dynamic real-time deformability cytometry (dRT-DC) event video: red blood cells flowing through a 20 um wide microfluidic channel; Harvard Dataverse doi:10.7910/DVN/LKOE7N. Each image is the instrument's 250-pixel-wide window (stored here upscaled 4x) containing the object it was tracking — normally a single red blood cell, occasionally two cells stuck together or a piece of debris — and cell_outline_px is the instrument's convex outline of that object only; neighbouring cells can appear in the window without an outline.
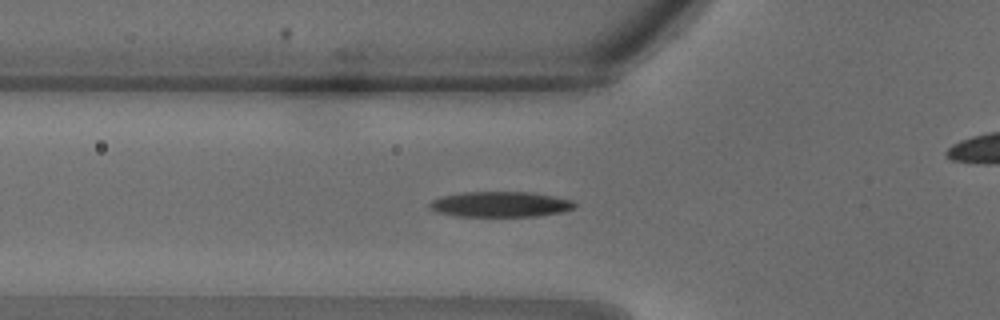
{"species": "common noctule bat (a hibernating species)", "species_latin": "Nyctalus noctula", "temperature_condition": "warm", "stored_images_in_passage": 33, "camera_frame_rate_fps": 3000, "um_per_image_px": 0.085, "animal": {"sex": "male", "body_mass_g": 18.8}, "frame": {"image": 1, "passage_image": 11, "time_ms": 3.333, "image_size_px": [1000, 320], "cell_outline_px": [[576, 208], [560, 212], [536, 216], [456, 216], [436, 212], [428, 208], [428, 204], [432, 200], [444, 196], [464, 192], [532, 192], [572, 200], [576, 204]], "centroid_in_image_um": [42.51, 17.37], "position_along_channel_um": 83.3, "area_um2": 21.44}}
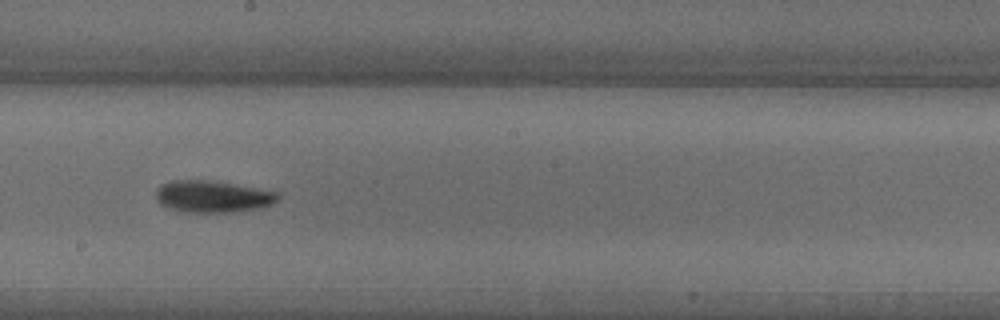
{"frame": {"image": 2, "passage_image": 18, "time_ms": 5.667, "image_size_px": [1000, 320], "cell_outline_px": [[280, 200], [272, 204], [260, 208], [232, 212], [184, 212], [168, 208], [160, 204], [156, 200], [156, 192], [160, 184], [172, 180], [208, 180], [280, 192]], "centroid_in_image_um": [18.08, 16.71], "position_along_channel_um": 230.1, "area_um2": 22.77}}
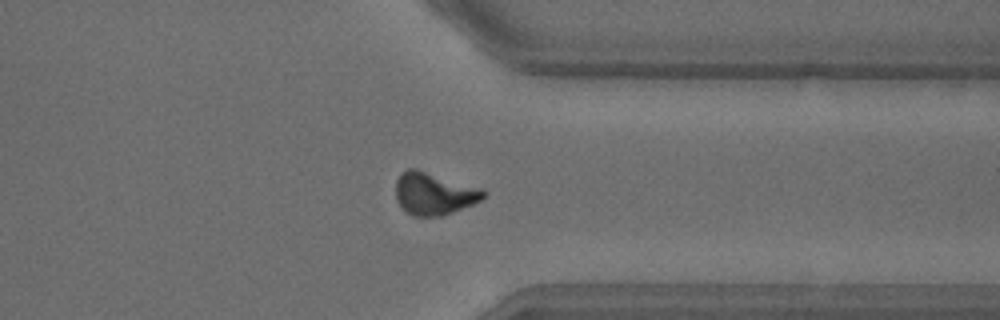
{"frame": {"image": 3, "passage_image": 25, "time_ms": 8.0, "image_size_px": [1000, 320], "cell_outline_px": [[488, 192], [480, 200], [472, 204], [444, 216], [412, 216], [396, 200], [396, 180], [400, 172], [408, 168], [416, 168], [484, 188]], "centroid_in_image_um": [36.9, 16.43], "position_along_channel_um": 374.5, "area_um2": 21.91}}